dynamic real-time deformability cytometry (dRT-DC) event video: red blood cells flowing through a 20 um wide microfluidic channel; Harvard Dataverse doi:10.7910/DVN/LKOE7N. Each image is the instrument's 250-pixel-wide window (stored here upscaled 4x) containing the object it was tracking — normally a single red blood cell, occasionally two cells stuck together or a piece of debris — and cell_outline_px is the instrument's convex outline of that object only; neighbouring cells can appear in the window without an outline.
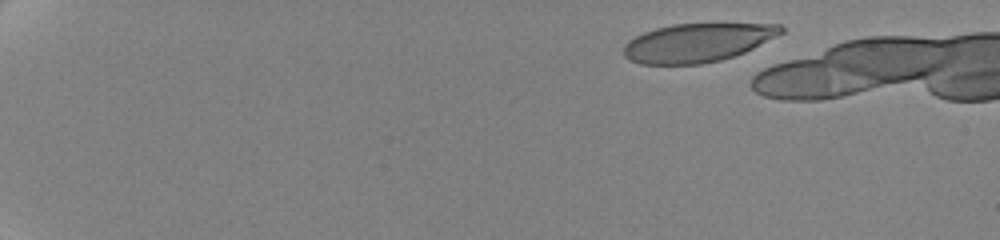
{"species": "human", "species_latin": "Homo sapiens", "temperature_condition": "cold", "stored_images_in_passage": 15, "camera_frame_rate_fps": 3000, "um_per_image_px": 0.085, "donor": {"sex": "female"}, "frame": {"image": 1, "passage_image": 7, "time_ms": 1.333, "image_size_px": [1000, 240], "cell_outline_px": [[784, 32], [744, 52], [720, 60], [700, 64], [640, 64], [628, 60], [624, 56], [624, 44], [628, 40], [644, 32], [656, 28], [676, 24], [780, 24], [784, 28]], "centroid_in_image_um": [59.24, 3.63], "position_along_channel_um": 25.8, "area_um2": 35.08}}